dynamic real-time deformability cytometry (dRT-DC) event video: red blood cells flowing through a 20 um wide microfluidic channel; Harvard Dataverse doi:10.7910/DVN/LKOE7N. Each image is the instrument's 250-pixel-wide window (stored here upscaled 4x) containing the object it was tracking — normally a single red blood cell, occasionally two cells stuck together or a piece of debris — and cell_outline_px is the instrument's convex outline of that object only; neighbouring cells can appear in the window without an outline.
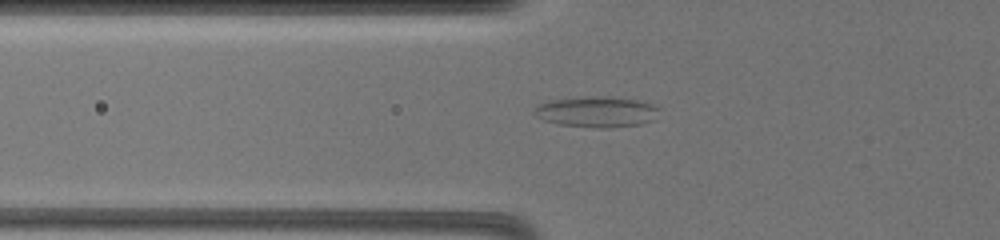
{"species": "common noctule bat (a hibernating species)", "species_latin": "Nyctalus noctula", "temperature_condition": "warm", "stored_images_in_passage": 30, "camera_frame_rate_fps": 3000, "um_per_image_px": 0.085, "animal": {"sex": "female", "body_mass_g": 19.5, "forearm_length_mm": 54.1}, "frame": {"image": 1, "passage_image": 26, "time_ms": 8.333, "image_size_px": [1000, 240], "cell_outline_px": [[660, 108], [656, 120], [640, 124], [608, 128], [592, 128], [560, 124], [544, 120], [536, 116], [532, 112], [536, 104], [548, 100], [580, 96], [612, 96], [636, 100], [652, 104]], "centroid_in_image_um": [50.7, 9.49], "position_along_channel_um": 75.1, "area_um2": 22.95}}
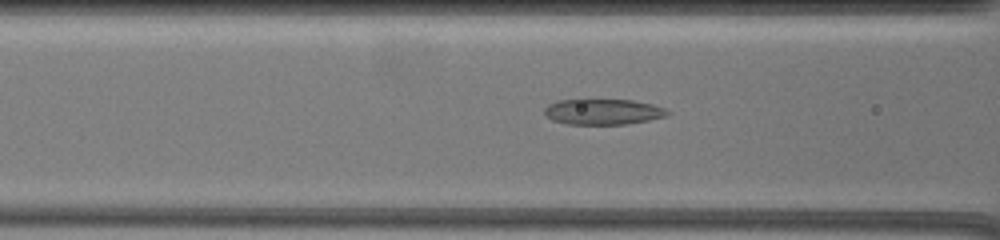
{"frame": {"image": 2, "passage_image": 30, "time_ms": 9.667, "image_size_px": [1000, 240], "cell_outline_px": [[672, 112], [668, 116], [628, 124], [564, 124], [552, 120], [544, 116], [544, 108], [548, 104], [556, 100], [580, 96], [604, 96], [632, 100], [652, 104], [664, 108]], "centroid_in_image_um": [51.18, 9.42], "position_along_channel_um": 115.4, "area_um2": 20.0}}